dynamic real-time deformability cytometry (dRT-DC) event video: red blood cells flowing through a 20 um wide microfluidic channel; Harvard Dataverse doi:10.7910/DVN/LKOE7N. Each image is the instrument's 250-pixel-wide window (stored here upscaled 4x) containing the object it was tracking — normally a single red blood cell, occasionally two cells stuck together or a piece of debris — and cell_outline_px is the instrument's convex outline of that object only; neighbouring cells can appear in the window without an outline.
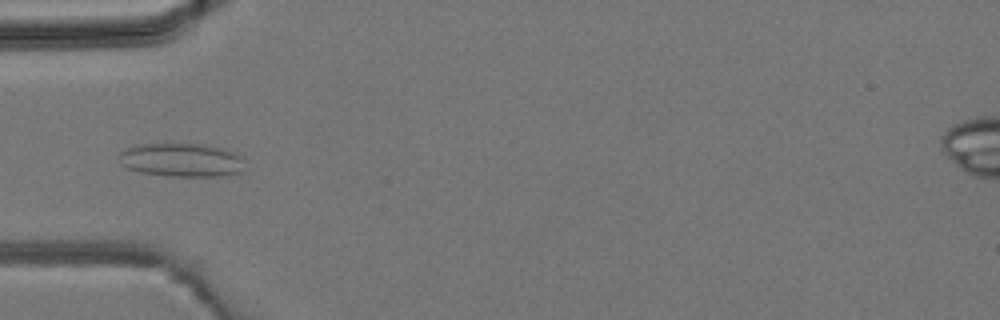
{"species": "common noctule bat (a hibernating species)", "species_latin": "Nyctalus noctula", "temperature_condition": "room temperature", "stored_images_in_passage": 4, "camera_frame_rate_fps": 3000, "um_per_image_px": 0.085, "animal": {"sex": "male", "body_mass_g": 19.2, "forearm_length_mm": 51.8}, "frame": {"image": 1, "passage_image": 4, "time_ms": 3.333, "image_size_px": [1000, 320], "cell_outline_px": [[240, 172], [224, 176], [172, 176], [140, 172], [128, 168], [120, 164], [120, 152], [132, 144], [204, 144], [224, 148], [240, 156]], "centroid_in_image_um": [15.36, 13.59], "position_along_channel_um": 69.6, "area_um2": 24.39}}